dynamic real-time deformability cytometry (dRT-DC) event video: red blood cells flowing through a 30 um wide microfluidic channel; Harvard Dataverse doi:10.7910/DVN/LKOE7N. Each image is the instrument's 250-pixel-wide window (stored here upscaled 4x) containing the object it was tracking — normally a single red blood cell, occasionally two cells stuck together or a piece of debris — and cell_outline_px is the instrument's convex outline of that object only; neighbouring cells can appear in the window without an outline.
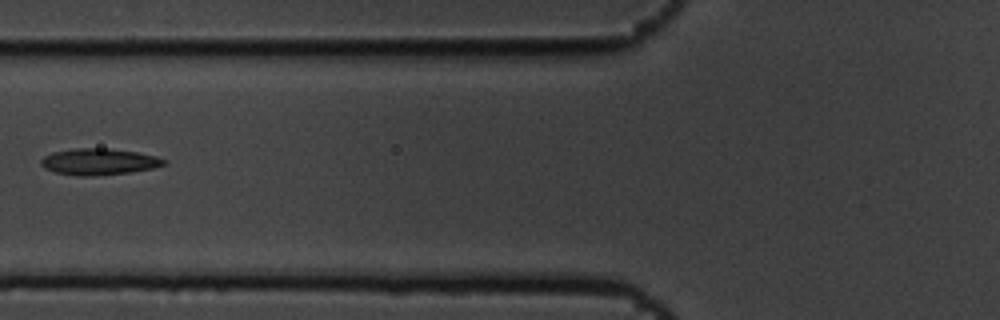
{"species": "common noctule bat (a hibernating species)", "species_latin": "Nyctalus noctula", "temperature_condition": "cold", "stored_images_in_passage": 7, "camera_frame_rate_fps": 3000, "um_per_image_px": 0.085, "animal": {"sex": "male", "body_mass_g": 19.5, "forearm_length_mm": 54.6}, "frame": {"image": 1, "passage_image": 6, "time_ms": 1.667, "image_size_px": [1000, 320], "cell_outline_px": [[164, 164], [152, 168], [128, 172], [92, 176], [76, 176], [56, 172], [44, 168], [40, 164], [40, 160], [44, 156], [52, 152], [72, 148], [108, 148], [136, 152], [156, 156], [164, 160]], "centroid_in_image_um": [8.33, 13.73], "position_along_channel_um": 117.5, "area_um2": 18.79}}
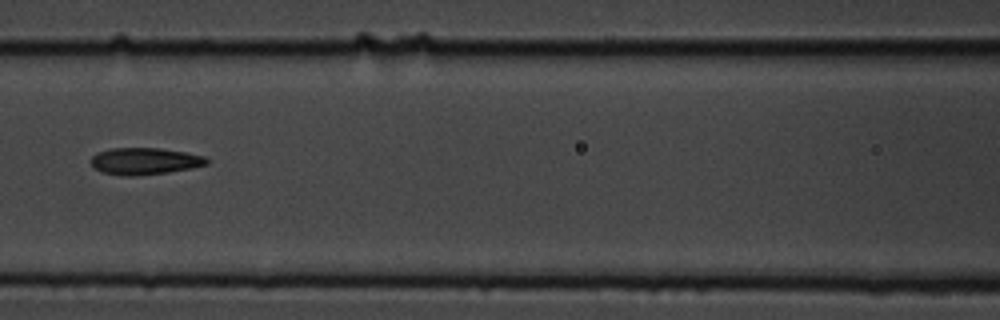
{"frame": {"image": 2, "passage_image": 7, "time_ms": 2.0, "image_size_px": [1000, 320], "cell_outline_px": [[208, 164], [192, 168], [168, 172], [132, 176], [120, 176], [104, 172], [96, 168], [88, 160], [96, 152], [112, 148], [160, 148], [184, 152], [204, 156], [208, 160]], "centroid_in_image_um": [12.27, 13.69], "position_along_channel_um": 154.3, "area_um2": 18.09}}